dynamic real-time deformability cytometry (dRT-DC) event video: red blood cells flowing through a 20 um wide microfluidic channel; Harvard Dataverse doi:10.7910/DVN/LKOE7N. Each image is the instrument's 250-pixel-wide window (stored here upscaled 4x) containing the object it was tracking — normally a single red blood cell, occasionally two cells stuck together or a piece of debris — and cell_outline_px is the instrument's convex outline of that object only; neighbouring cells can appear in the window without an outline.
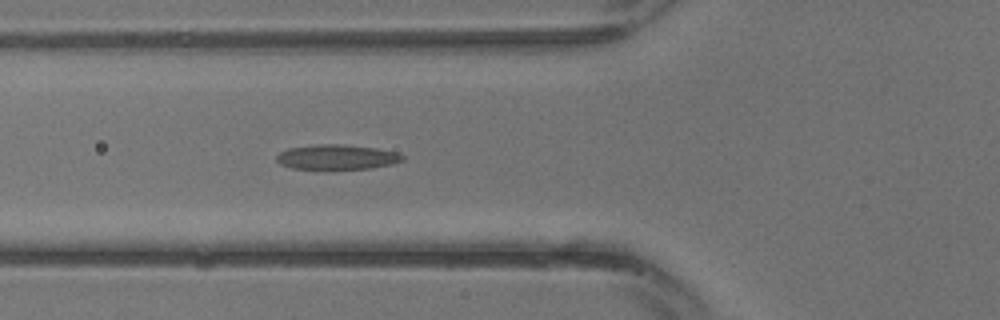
{"species": "common noctule bat (a hibernating species)", "species_latin": "Nyctalus noctula", "temperature_condition": "warm", "stored_images_in_passage": 29, "camera_frame_rate_fps": 3000, "um_per_image_px": 0.085, "animal": {"sex": "male", "body_mass_g": 13.3}, "frame": {"image": 1, "passage_image": 11, "time_ms": 3.333, "image_size_px": [1000, 320], "cell_outline_px": [[404, 160], [392, 164], [372, 168], [292, 168], [280, 164], [276, 160], [276, 156], [280, 152], [288, 148], [320, 144], [340, 144], [376, 148], [396, 152], [404, 156]], "centroid_in_image_um": [28.64, 13.34], "position_along_channel_um": 97.2, "area_um2": 17.98}}
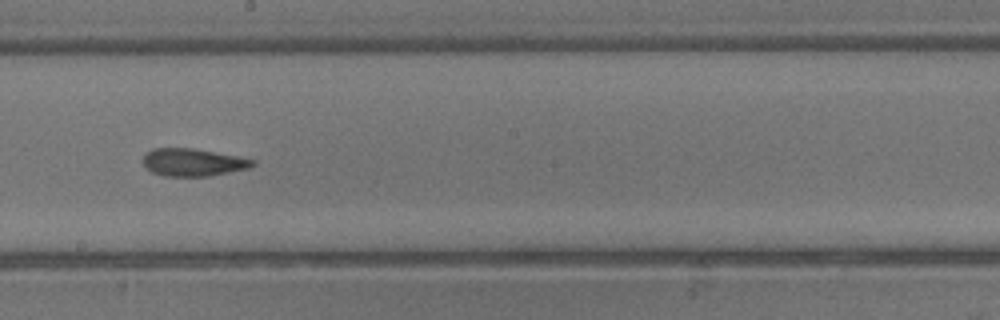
{"frame": {"image": 2, "passage_image": 17, "time_ms": 5.333, "image_size_px": [1000, 320], "cell_outline_px": [[256, 164], [248, 168], [208, 176], [164, 176], [152, 172], [144, 168], [144, 156], [152, 148], [192, 148], [236, 156], [256, 160]], "centroid_in_image_um": [16.38, 13.8], "position_along_channel_um": 231.8, "area_um2": 17.46}}
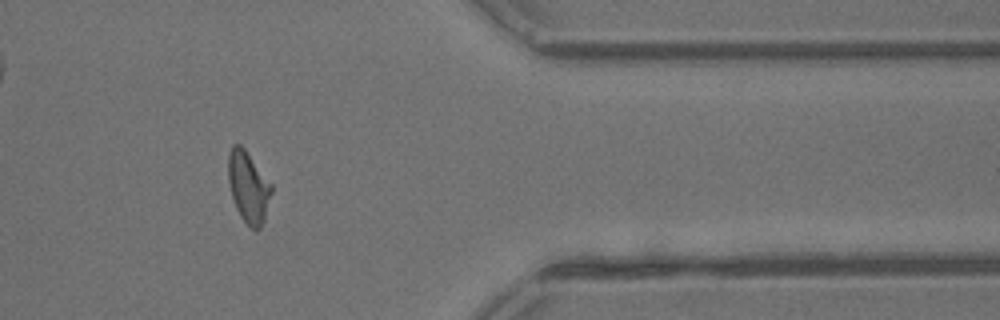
{"frame": {"image": 3, "passage_image": 25, "time_ms": 8.0, "image_size_px": [1000, 320], "cell_outline_px": [[272, 192], [264, 220], [260, 228], [256, 232], [240, 216], [236, 208], [232, 196], [228, 180], [228, 152], [232, 144], [240, 144], [244, 148], [272, 184]], "centroid_in_image_um": [21.11, 15.88], "position_along_channel_um": 390.3, "area_um2": 17.92}}